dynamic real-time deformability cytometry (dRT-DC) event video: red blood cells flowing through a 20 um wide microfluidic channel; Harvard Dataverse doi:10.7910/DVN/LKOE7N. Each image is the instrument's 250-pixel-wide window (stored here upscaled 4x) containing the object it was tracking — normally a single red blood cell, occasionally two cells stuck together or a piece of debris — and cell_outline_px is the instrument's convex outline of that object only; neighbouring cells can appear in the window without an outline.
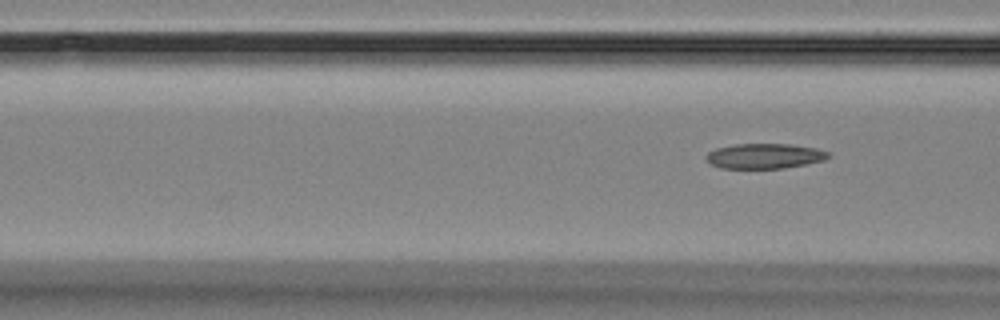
{"species": "Egyptian fruit bat (a non-hibernating species)", "species_latin": "Rousettus aegyptiacus", "temperature_condition": "room temperature", "stored_images_in_passage": 6, "camera_frame_rate_fps": 3000, "um_per_image_px": 0.085, "animal": {"sex": "female"}, "frame": {"image": 1, "passage_image": 6, "time_ms": 5.667, "image_size_px": [1000, 320], "cell_outline_px": [[832, 156], [824, 160], [784, 168], [720, 168], [712, 164], [704, 156], [708, 152], [716, 148], [736, 144], [792, 144], [816, 148], [828, 152]], "centroid_in_image_um": [65.0, 13.25], "position_along_channel_um": 101.6, "area_um2": 17.8}}